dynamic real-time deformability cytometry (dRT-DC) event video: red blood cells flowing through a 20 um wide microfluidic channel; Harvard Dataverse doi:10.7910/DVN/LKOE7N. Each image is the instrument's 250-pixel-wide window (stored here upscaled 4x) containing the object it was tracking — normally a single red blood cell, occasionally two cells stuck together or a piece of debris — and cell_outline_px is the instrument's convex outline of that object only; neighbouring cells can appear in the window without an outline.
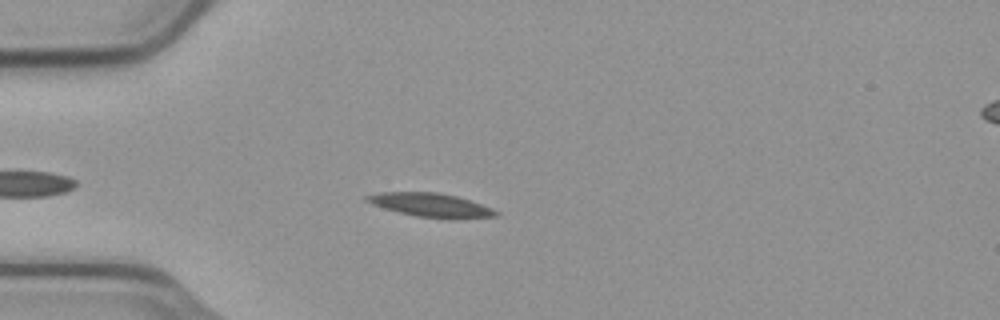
{"species": "common noctule bat (a hibernating species)", "species_latin": "Nyctalus noctula", "temperature_condition": "cold", "stored_images_in_passage": 42, "camera_frame_rate_fps": 3000, "um_per_image_px": 0.085, "animal": {"sex": "male", "body_mass_g": 23.1, "forearm_length_mm": 52.7}, "frame": {"image": 1, "passage_image": 8, "time_ms": 2.333, "image_size_px": [1000, 320], "cell_outline_px": [[500, 212], [496, 216], [452, 220], [448, 220], [416, 216], [384, 208], [372, 204], [364, 200], [364, 196], [380, 192], [440, 192], [456, 196], [492, 208]], "centroid_in_image_um": [36.63, 17.44], "position_along_channel_um": 48.4, "area_um2": 18.03}}
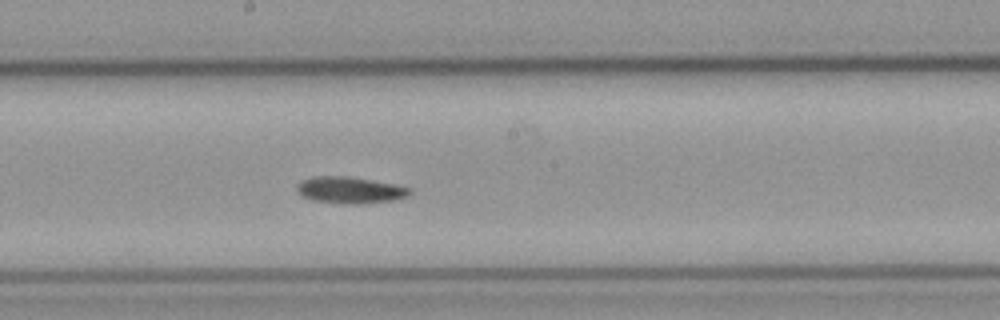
{"frame": {"image": 2, "passage_image": 23, "time_ms": 7.333, "image_size_px": [1000, 320], "cell_outline_px": [[412, 192], [408, 196], [392, 200], [360, 204], [348, 204], [312, 200], [300, 196], [296, 192], [296, 188], [300, 180], [312, 176], [348, 176], [392, 184], [408, 188]], "centroid_in_image_um": [29.66, 16.16], "position_along_channel_um": 218.5, "area_um2": 17.46}}
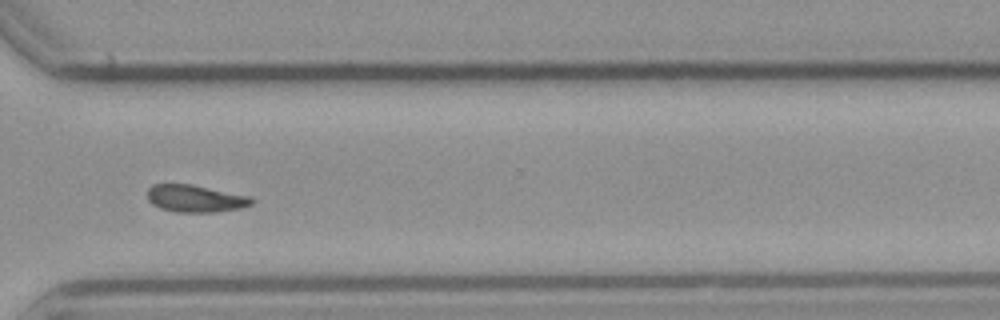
{"frame": {"image": 3, "passage_image": 34, "time_ms": 11.0, "image_size_px": [1000, 320], "cell_outline_px": [[256, 200], [252, 204], [240, 208], [216, 212], [176, 212], [160, 208], [152, 204], [148, 200], [148, 188], [152, 184], [192, 184], [248, 196]], "centroid_in_image_um": [16.59, 16.87], "position_along_channel_um": 354.0, "area_um2": 16.53}}